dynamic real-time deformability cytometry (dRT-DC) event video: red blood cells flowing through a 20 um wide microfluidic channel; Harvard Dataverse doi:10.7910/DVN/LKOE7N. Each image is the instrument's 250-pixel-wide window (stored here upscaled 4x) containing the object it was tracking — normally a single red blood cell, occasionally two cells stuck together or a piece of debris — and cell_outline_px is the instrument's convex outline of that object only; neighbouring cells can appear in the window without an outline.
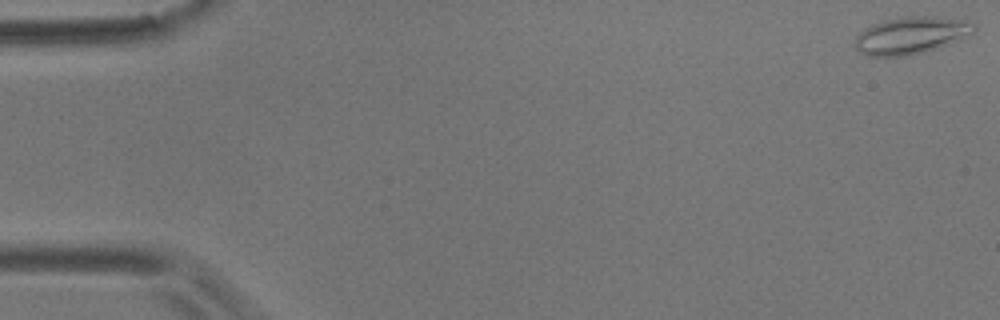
{"species": "common noctule bat (a hibernating species)", "species_latin": "Nyctalus noctula", "temperature_condition": "room temperature", "stored_images_in_passage": 57, "camera_frame_rate_fps": 3000, "um_per_image_px": 0.085, "animal": {"sex": "male", "body_mass_g": 17.9}, "frame": {"image": 1, "passage_image": 1, "time_ms": 0.0, "image_size_px": [1000, 320], "cell_outline_px": [[976, 28], [972, 32], [956, 40], [936, 48], [908, 56], [868, 56], [860, 52], [856, 48], [856, 36], [864, 28], [880, 20], [900, 16], [932, 16], [960, 20], [976, 24]], "centroid_in_image_um": [77.36, 2.99], "position_along_channel_um": 7.6, "area_um2": 25.55}}
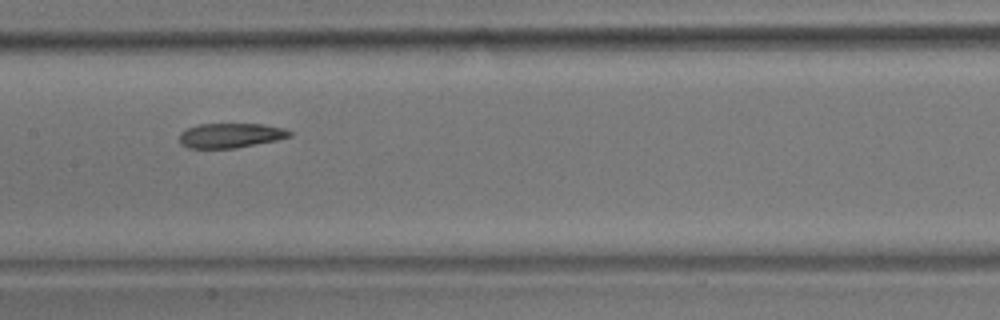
{"frame": {"image": 2, "passage_image": 28, "time_ms": 9.0, "image_size_px": [1000, 320], "cell_outline_px": [[292, 136], [276, 140], [236, 148], [188, 148], [180, 144], [180, 132], [188, 128], [200, 124], [260, 124], [284, 128], [292, 132]], "centroid_in_image_um": [19.59, 11.52], "position_along_channel_um": 187.8, "area_um2": 15.78}}
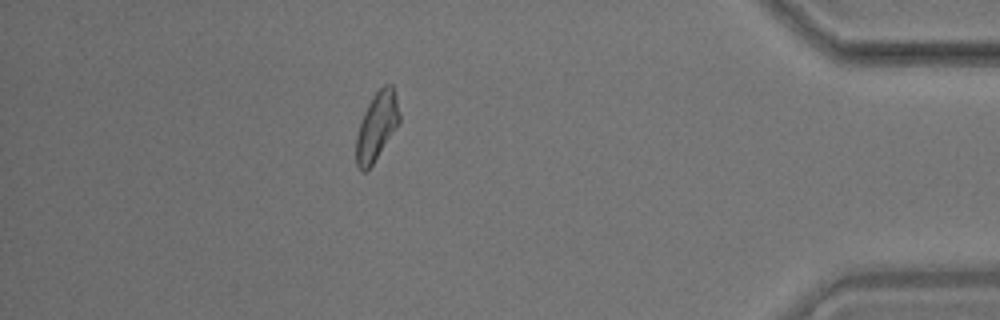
{"frame": {"image": 3, "passage_image": 50, "time_ms": 16.333, "image_size_px": [1000, 320], "cell_outline_px": [[400, 120], [372, 164], [364, 172], [360, 172], [356, 164], [356, 136], [364, 112], [372, 96], [384, 84], [392, 84], [400, 116]], "centroid_in_image_um": [31.99, 10.73], "position_along_channel_um": 403.2, "area_um2": 16.65}, "authors_computed_cell_mechanics": {"area_um2": 17.1666, "velocity_mm_per_s": 3.5329, "shape_relaxation_time_tau1_ms": 5.76, "shape_relaxation_time_tau2_ms": 3.8284, "deformation_change_tau1": 0.1305, "deformation_change_tau2": 0.111}}